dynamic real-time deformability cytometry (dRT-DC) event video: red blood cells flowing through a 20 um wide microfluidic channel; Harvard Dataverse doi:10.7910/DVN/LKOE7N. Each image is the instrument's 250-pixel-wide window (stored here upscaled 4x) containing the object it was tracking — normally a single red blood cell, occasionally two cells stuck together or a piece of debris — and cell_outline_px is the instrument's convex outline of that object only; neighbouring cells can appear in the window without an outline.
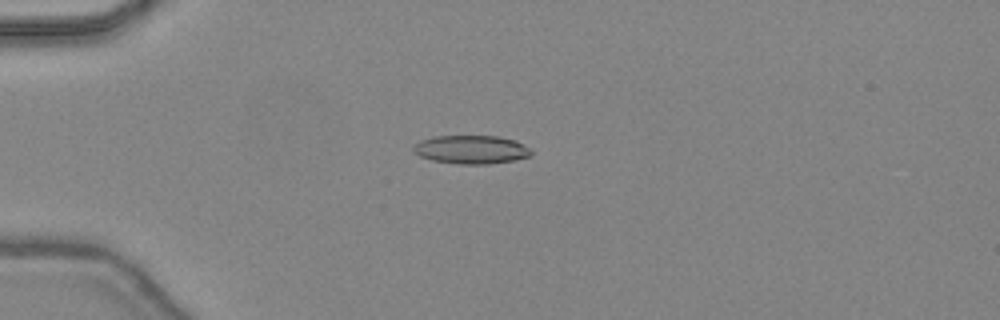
{"species": "common noctule bat (a hibernating species)", "species_latin": "Nyctalus noctula", "temperature_condition": "warm", "stored_images_in_passage": 48, "camera_frame_rate_fps": 3000, "um_per_image_px": 0.085, "animal": {"sex": "female", "body_mass_g": 24.6, "forearm_length_mm": 56.2}, "frame": {"image": 1, "passage_image": 14, "time_ms": 4.333, "image_size_px": [1000, 320], "cell_outline_px": [[532, 156], [512, 160], [488, 164], [456, 164], [432, 160], [420, 156], [412, 148], [420, 140], [432, 136], [500, 136], [516, 140], [532, 148]], "centroid_in_image_um": [40.1, 12.7], "position_along_channel_um": 44.9, "area_um2": 19.71}}
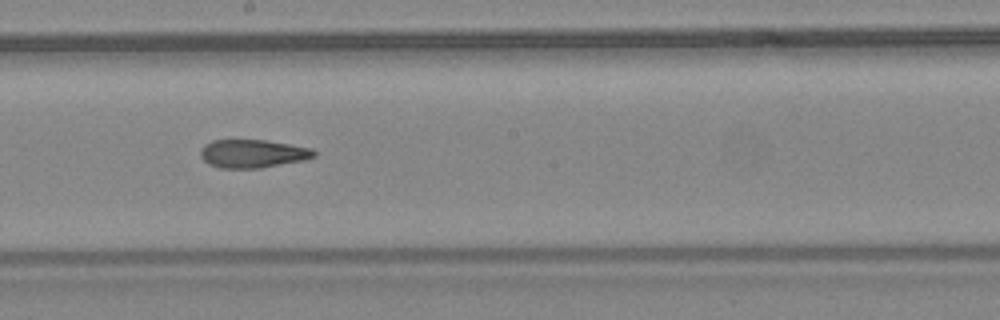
{"frame": {"image": 2, "passage_image": 28, "time_ms": 9.0, "image_size_px": [1000, 320], "cell_outline_px": [[316, 156], [304, 160], [260, 168], [220, 168], [208, 164], [200, 156], [200, 148], [204, 144], [212, 140], [264, 140], [312, 148], [316, 152]], "centroid_in_image_um": [21.45, 13.06], "position_along_channel_um": 226.7, "area_um2": 18.73}}
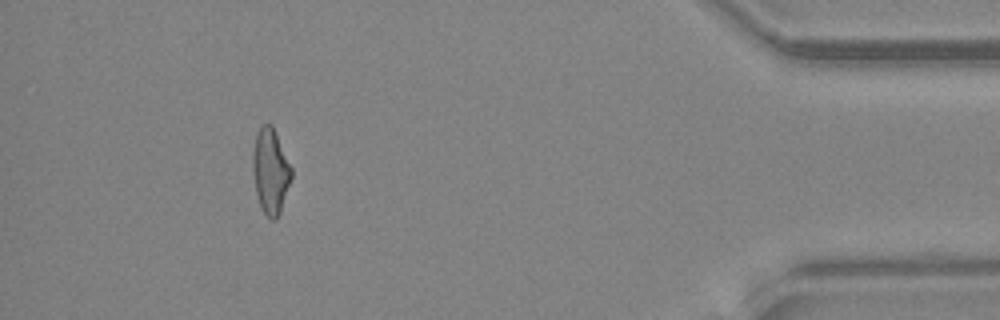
{"frame": {"image": 3, "passage_image": 44, "time_ms": 14.333, "image_size_px": [1000, 320], "cell_outline_px": [[292, 176], [280, 212], [276, 220], [272, 220], [264, 212], [256, 196], [252, 172], [252, 152], [256, 132], [260, 124], [272, 124], [276, 132], [292, 168]], "centroid_in_image_um": [22.97, 14.5], "position_along_channel_um": 412.2, "area_um2": 19.42}, "authors_computed_cell_mechanics": {"area_um2": 19.4208, "velocity_mm_per_s": 4.5072, "shape_relaxation_time_tau1_ms": null, "shape_relaxation_time_tau2_ms": 1.8093, "deformation_change_tau1": null, "deformation_change_tau2": 0.1083}}